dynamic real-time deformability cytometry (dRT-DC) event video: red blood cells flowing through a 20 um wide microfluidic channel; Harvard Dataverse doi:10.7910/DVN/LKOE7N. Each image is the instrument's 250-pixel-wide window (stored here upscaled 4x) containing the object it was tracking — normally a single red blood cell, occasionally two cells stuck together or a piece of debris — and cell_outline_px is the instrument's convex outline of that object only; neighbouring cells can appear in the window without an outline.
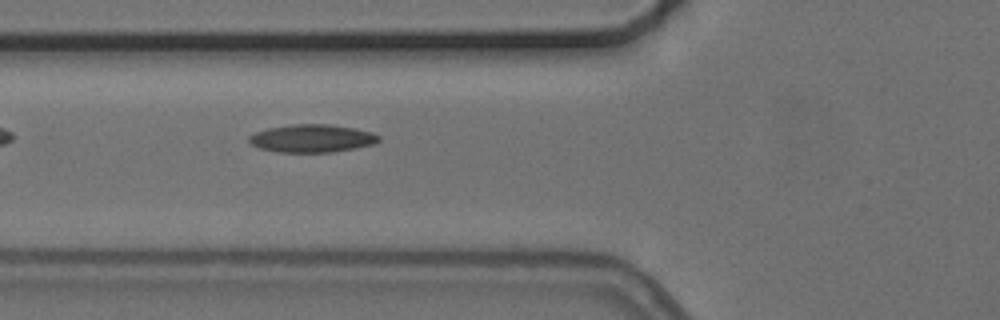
{"species": "common noctule bat (a hibernating species)", "species_latin": "Nyctalus noctula", "temperature_condition": "cold", "stored_images_in_passage": 6, "camera_frame_rate_fps": 3000, "um_per_image_px": 0.085, "animal": {"sex": "female", "body_mass_g": 24.6, "forearm_length_mm": 56.2}, "frame": {"image": 1, "passage_image": 6, "time_ms": 6.333, "image_size_px": [1000, 320], "cell_outline_px": [[380, 140], [376, 144], [356, 148], [332, 152], [280, 152], [260, 148], [252, 144], [248, 140], [248, 136], [256, 132], [268, 128], [292, 124], [328, 124], [352, 128], [372, 132], [380, 136]], "centroid_in_image_um": [26.54, 11.76], "position_along_channel_um": 99.3, "area_um2": 21.04}}